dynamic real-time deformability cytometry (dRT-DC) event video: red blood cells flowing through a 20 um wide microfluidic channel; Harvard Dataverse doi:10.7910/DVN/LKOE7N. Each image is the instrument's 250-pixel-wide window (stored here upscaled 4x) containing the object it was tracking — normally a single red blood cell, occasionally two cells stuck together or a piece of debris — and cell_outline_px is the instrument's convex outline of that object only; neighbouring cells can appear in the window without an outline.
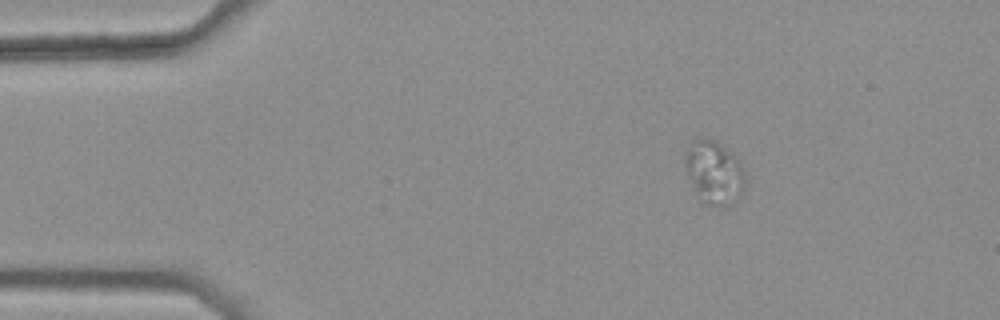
{"species": "common noctule bat (a hibernating species)", "species_latin": "Nyctalus noctula", "temperature_condition": "warm", "stored_images_in_passage": 3, "camera_frame_rate_fps": 3000, "um_per_image_px": 0.085, "animal": {"sex": "female", "body_mass_g": 25.1}, "frame": {"image": 1, "passage_image": 2, "time_ms": 0.333, "image_size_px": [1000, 320], "cell_outline_px": [[744, 188], [732, 204], [724, 208], [716, 208], [700, 200], [688, 172], [684, 160], [684, 156], [688, 148], [696, 140], [716, 140], [744, 168]], "centroid_in_image_um": [60.72, 14.72], "position_along_channel_um": 24.3, "area_um2": 21.33}}